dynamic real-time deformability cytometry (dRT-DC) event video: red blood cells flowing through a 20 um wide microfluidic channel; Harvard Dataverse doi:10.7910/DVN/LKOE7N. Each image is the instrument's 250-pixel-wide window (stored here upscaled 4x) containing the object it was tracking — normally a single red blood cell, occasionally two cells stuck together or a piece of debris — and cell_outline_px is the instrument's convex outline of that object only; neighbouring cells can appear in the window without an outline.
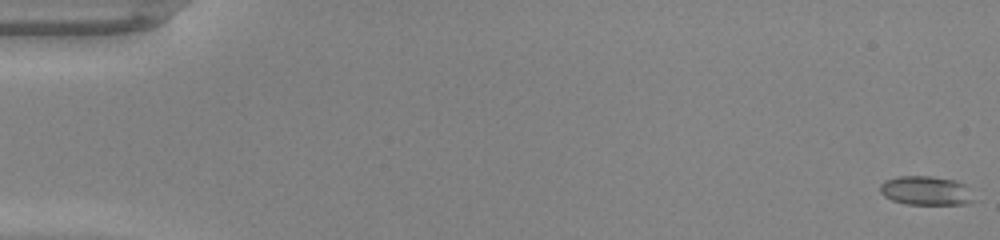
{"species": "common noctule bat (a hibernating species)", "species_latin": "Nyctalus noctula", "temperature_condition": "warm", "stored_images_in_passage": 16, "camera_frame_rate_fps": 3000, "um_per_image_px": 0.085, "animal": {"sex": "male", "body_mass_g": 20.0, "forearm_length_mm": 53.3}, "frame": {"image": 1, "passage_image": 1, "time_ms": 0.0, "image_size_px": [1000, 240], "cell_outline_px": [[972, 200], [968, 204], [904, 204], [892, 200], [884, 196], [880, 192], [880, 184], [884, 180], [896, 176], [932, 176], [956, 180], [968, 184]], "centroid_in_image_um": [78.69, 16.19], "position_along_channel_um": 6.3, "area_um2": 16.07}}
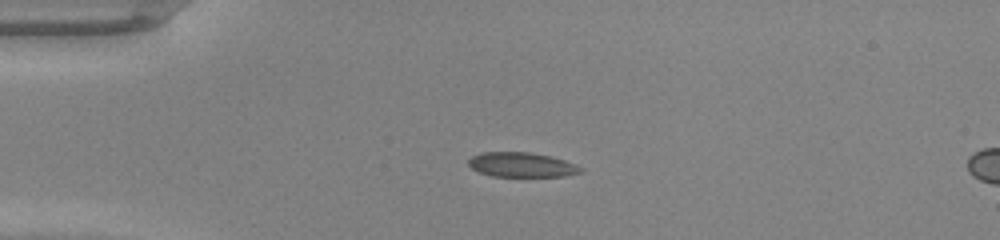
{"frame": {"image": 2, "passage_image": 13, "time_ms": 4.0, "image_size_px": [1000, 240], "cell_outline_px": [[584, 172], [564, 176], [492, 176], [476, 172], [468, 164], [468, 160], [472, 156], [484, 152], [528, 152], [552, 156], [576, 164], [584, 168]], "centroid_in_image_um": [44.36, 14.01], "position_along_channel_um": 40.6, "area_um2": 16.24}}